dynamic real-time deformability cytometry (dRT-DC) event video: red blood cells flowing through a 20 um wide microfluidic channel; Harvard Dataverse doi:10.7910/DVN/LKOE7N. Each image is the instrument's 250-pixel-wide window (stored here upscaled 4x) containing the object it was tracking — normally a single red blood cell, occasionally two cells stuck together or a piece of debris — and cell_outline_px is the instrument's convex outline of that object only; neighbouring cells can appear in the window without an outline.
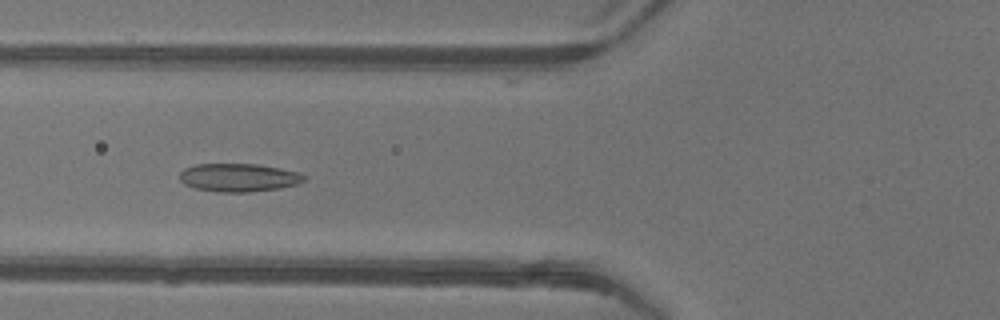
{"species": "common noctule bat (a hibernating species)", "species_latin": "Nyctalus noctula", "temperature_condition": "warm", "stored_images_in_passage": 50, "camera_frame_rate_fps": 3000, "um_per_image_px": 0.085, "animal": {"sex": "female"}, "frame": {"image": 1, "passage_image": 20, "time_ms": 6.333, "image_size_px": [1000, 320], "cell_outline_px": [[308, 176], [304, 180], [296, 184], [280, 188], [248, 192], [216, 192], [196, 188], [184, 184], [180, 180], [180, 172], [184, 168], [196, 164], [256, 164], [280, 168], [300, 172]], "centroid_in_image_um": [20.3, 15.09], "position_along_channel_um": 105.5, "area_um2": 20.52}}
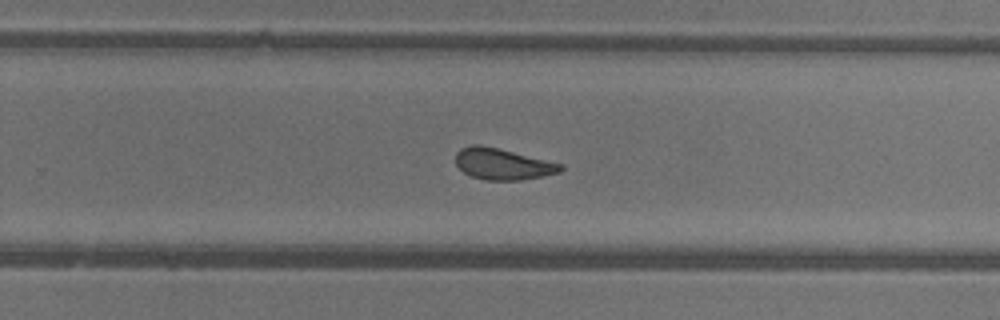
{"frame": {"image": 2, "passage_image": 33, "time_ms": 10.667, "image_size_px": [1000, 320], "cell_outline_px": [[564, 168], [560, 172], [520, 180], [484, 180], [472, 176], [464, 172], [456, 164], [456, 152], [460, 148], [472, 144], [480, 144], [564, 164]], "centroid_in_image_um": [42.71, 13.93], "position_along_channel_um": 287.1, "area_um2": 19.02}}
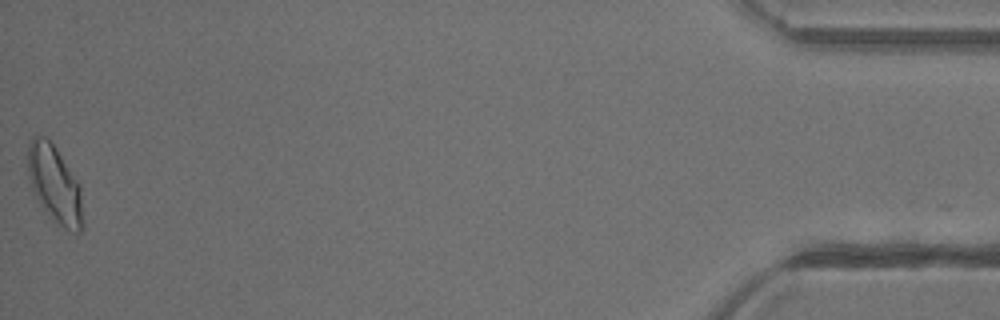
{"frame": {"image": 3, "passage_image": 50, "time_ms": 16.333, "image_size_px": [1000, 320], "cell_outline_px": [[84, 228], [80, 232], [72, 232], [56, 224], [52, 220], [36, 196], [32, 188], [28, 176], [28, 144], [32, 136], [44, 136], [56, 148], [80, 184], [84, 220]], "centroid_in_image_um": [4.68, 15.7], "position_along_channel_um": 430.5, "area_um2": 24.91}, "authors_computed_cell_mechanics": {"area_um2": 20.8369, "velocity_mm_per_s": 4.1848, "shape_relaxation_time_tau1_ms": null, "shape_relaxation_time_tau2_ms": 2.2748, "deformation_change_tau1": null, "deformation_change_tau2": 0.0751}}